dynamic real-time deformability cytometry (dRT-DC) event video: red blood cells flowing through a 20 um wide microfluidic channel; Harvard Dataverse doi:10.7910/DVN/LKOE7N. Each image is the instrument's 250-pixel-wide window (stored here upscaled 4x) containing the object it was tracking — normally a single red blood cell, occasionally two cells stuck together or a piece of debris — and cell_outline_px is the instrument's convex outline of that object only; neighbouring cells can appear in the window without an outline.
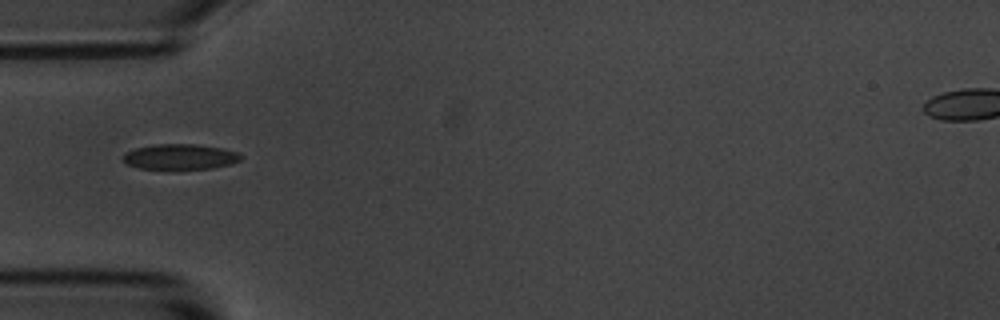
{"species": "common noctule bat (a hibernating species)", "species_latin": "Nyctalus noctula", "temperature_condition": "room temperature", "stored_images_in_passage": 5, "camera_frame_rate_fps": 3000, "um_per_image_px": 0.085, "animal": {"sex": "male", "body_mass_g": 20.1, "forearm_length_mm": 53.5}, "frame": {"image": 1, "passage_image": 1, "time_ms": 0.0, "image_size_px": [1000, 320], "cell_outline_px": [[244, 156], [240, 160], [232, 164], [212, 168], [168, 172], [140, 168], [128, 164], [124, 160], [124, 156], [128, 152], [136, 148], [156, 144], [196, 144], [224, 148], [240, 152]], "centroid_in_image_um": [15.38, 13.37], "position_along_channel_um": 69.6, "area_um2": 18.26}}